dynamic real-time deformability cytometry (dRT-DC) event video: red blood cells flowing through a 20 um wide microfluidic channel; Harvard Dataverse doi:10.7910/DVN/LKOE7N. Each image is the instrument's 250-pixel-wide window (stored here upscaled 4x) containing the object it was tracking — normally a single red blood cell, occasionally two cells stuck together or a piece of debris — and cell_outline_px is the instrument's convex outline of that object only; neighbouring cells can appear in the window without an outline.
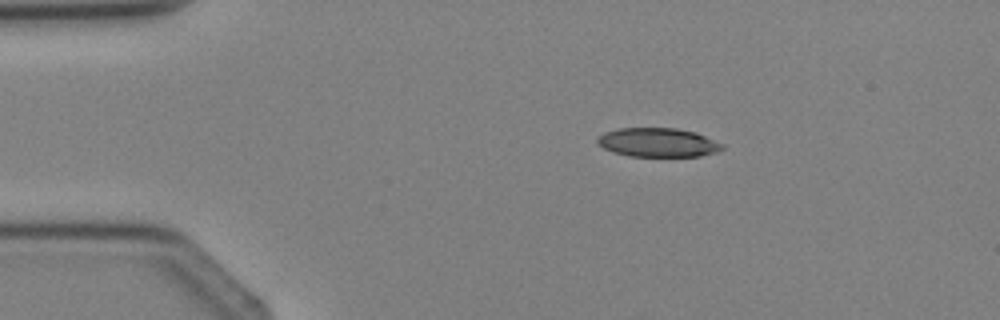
{"species": "Egyptian fruit bat (a non-hibernating species)", "species_latin": "Rousettus aegyptiacus", "temperature_condition": "cold", "stored_images_in_passage": 2, "camera_frame_rate_fps": 3000, "um_per_image_px": 0.085, "animal": {"sex": "female"}, "frame": {"image": 1, "passage_image": 1, "time_ms": 0.0, "image_size_px": [1000, 320], "cell_outline_px": [[724, 148], [716, 152], [700, 156], [628, 156], [612, 152], [596, 144], [596, 136], [604, 132], [616, 128], [676, 128], [696, 132], [724, 144]], "centroid_in_image_um": [55.88, 12.1], "position_along_channel_um": 29.1, "area_um2": 21.33}}